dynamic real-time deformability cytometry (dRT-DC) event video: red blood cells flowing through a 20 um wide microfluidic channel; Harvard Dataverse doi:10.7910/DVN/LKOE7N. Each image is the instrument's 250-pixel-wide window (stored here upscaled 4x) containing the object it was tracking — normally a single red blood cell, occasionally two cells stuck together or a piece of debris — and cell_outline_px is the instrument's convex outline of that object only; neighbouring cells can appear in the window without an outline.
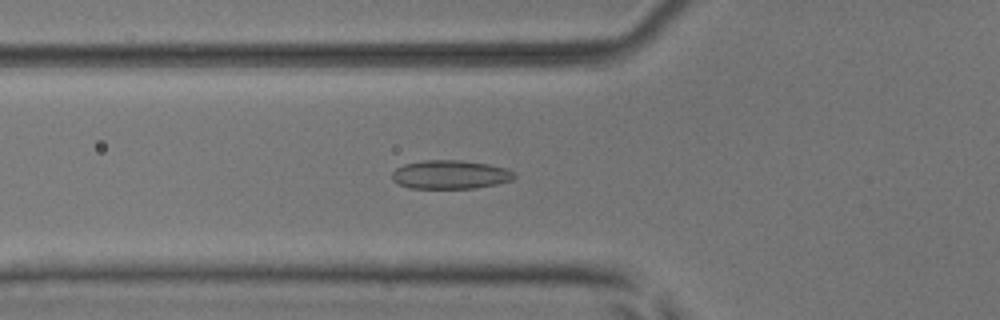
{"species": "common noctule bat (a hibernating species)", "species_latin": "Nyctalus noctula", "temperature_condition": "room temperature", "stored_images_in_passage": 53, "camera_frame_rate_fps": 3000, "um_per_image_px": 0.085, "animal": {"sex": "male", "body_mass_g": 17.9, "forearm_length_mm": 54.2}, "frame": {"image": 1, "passage_image": 20, "time_ms": 6.333, "image_size_px": [1000, 320], "cell_outline_px": [[516, 176], [512, 180], [496, 184], [472, 188], [408, 188], [392, 180], [392, 172], [396, 168], [404, 164], [424, 160], [460, 160], [488, 164], [508, 168]], "centroid_in_image_um": [38.26, 14.83], "position_along_channel_um": 87.5, "area_um2": 20.4}}
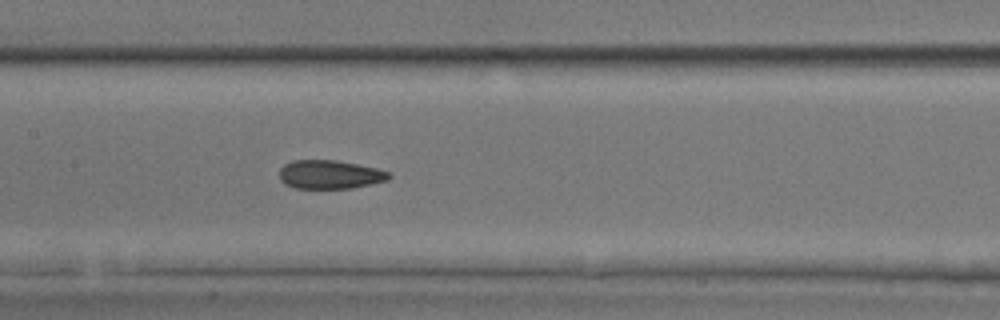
{"frame": {"image": 2, "passage_image": 27, "time_ms": 8.667, "image_size_px": [1000, 320], "cell_outline_px": [[392, 176], [388, 180], [372, 184], [352, 188], [296, 188], [284, 184], [280, 180], [280, 168], [284, 164], [292, 160], [336, 160], [376, 168], [392, 172]], "centroid_in_image_um": [28.06, 14.83], "position_along_channel_um": 179.3, "area_um2": 18.44}}
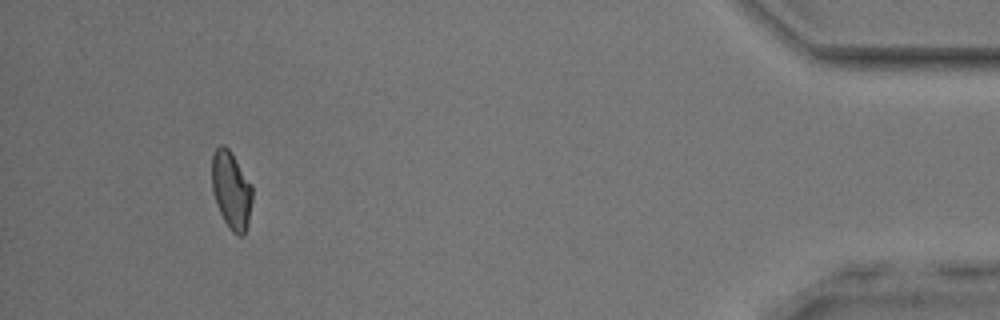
{"frame": {"image": 3, "passage_image": 50, "time_ms": 16.333, "image_size_px": [1000, 320], "cell_outline_px": [[252, 200], [248, 224], [244, 236], [236, 236], [228, 228], [220, 212], [212, 188], [212, 156], [216, 148], [220, 144], [224, 144], [232, 152], [252, 184]], "centroid_in_image_um": [19.68, 16.16], "position_along_channel_um": 415.5, "area_um2": 18.5}, "authors_computed_cell_mechanics": {"area_um2": 18.9584, "velocity_mm_per_s": 3.9257, "shape_relaxation_time_tau1_ms": null, "shape_relaxation_time_tau2_ms": 2.2867, "deformation_change_tau1": null, "deformation_change_tau2": 0.0735}}